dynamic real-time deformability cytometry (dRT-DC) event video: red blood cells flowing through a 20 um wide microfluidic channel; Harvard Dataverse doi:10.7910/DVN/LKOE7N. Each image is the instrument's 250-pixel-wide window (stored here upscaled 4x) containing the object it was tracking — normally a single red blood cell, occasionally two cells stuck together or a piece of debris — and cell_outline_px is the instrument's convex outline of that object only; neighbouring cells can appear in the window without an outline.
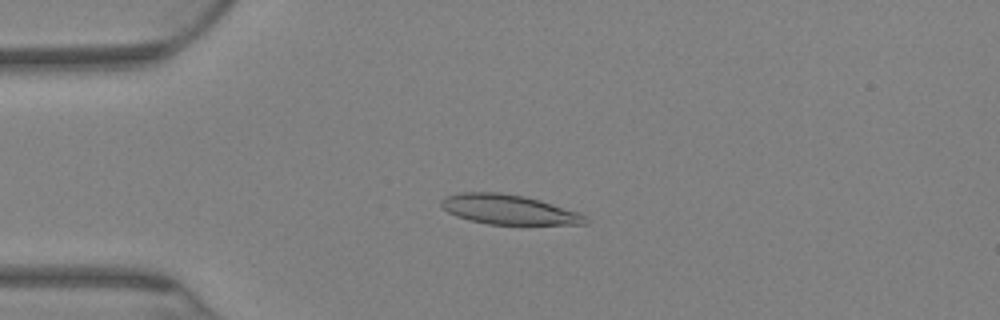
{"species": "Egyptian fruit bat (a non-hibernating species)", "species_latin": "Rousettus aegyptiacus", "temperature_condition": "warm", "stored_images_in_passage": 71, "camera_frame_rate_fps": 3000, "um_per_image_px": 0.085, "animal": {"sex": "female"}, "frame": {"image": 1, "passage_image": 15, "time_ms": 4.667, "image_size_px": [1000, 320], "cell_outline_px": [[588, 220], [584, 224], [488, 224], [468, 220], [456, 216], [448, 212], [440, 204], [440, 200], [444, 196], [456, 192], [500, 192], [524, 196], [540, 200], [580, 212]], "centroid_in_image_um": [43.18, 17.79], "position_along_channel_um": 41.8, "area_um2": 25.03}}
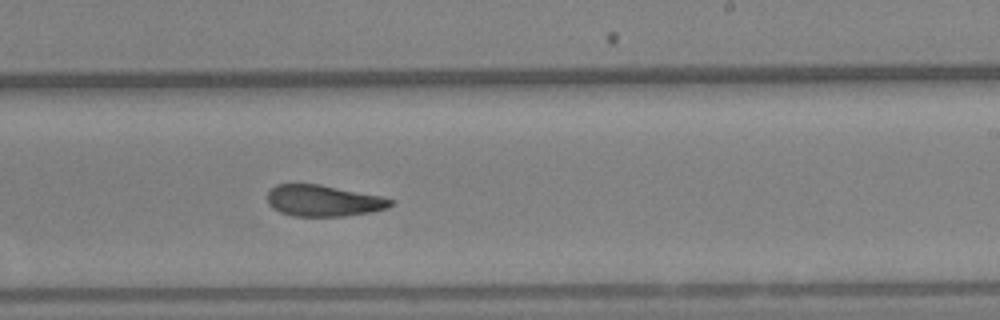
{"frame": {"image": 2, "passage_image": 42, "time_ms": 13.667, "image_size_px": [1000, 320], "cell_outline_px": [[396, 200], [388, 208], [368, 212], [344, 216], [292, 216], [280, 212], [272, 208], [268, 204], [268, 192], [276, 184], [320, 184], [380, 196]], "centroid_in_image_um": [27.48, 17.06], "position_along_channel_um": 261.5, "area_um2": 22.43}}
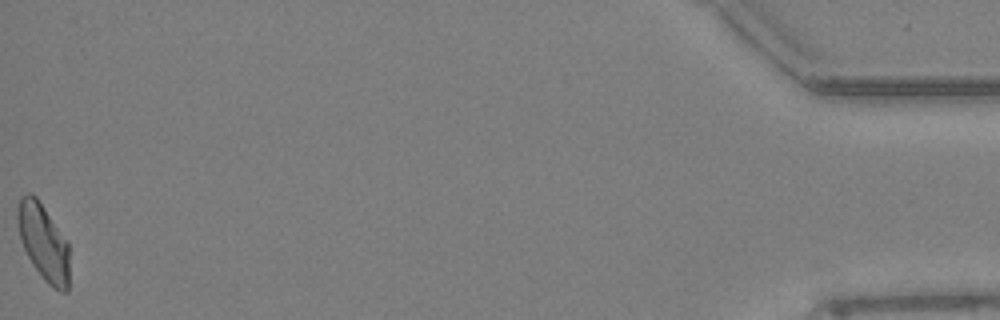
{"frame": {"image": 3, "passage_image": 71, "time_ms": 23.333, "image_size_px": [1000, 320], "cell_outline_px": [[68, 292], [60, 292], [52, 288], [44, 280], [32, 264], [20, 240], [16, 216], [16, 212], [20, 196], [28, 192], [32, 192], [36, 196], [68, 240]], "centroid_in_image_um": [3.68, 20.56], "position_along_channel_um": 431.5, "area_um2": 23.41}, "authors_computed_cell_mechanics": {"area_um2": 23.8714, "velocity_mm_per_s": 2.7653, "shape_relaxation_time_tau1_ms": null, "shape_relaxation_time_tau2_ms": 5.4394, "deformation_change_tau1": null, "deformation_change_tau2": 0.128}}